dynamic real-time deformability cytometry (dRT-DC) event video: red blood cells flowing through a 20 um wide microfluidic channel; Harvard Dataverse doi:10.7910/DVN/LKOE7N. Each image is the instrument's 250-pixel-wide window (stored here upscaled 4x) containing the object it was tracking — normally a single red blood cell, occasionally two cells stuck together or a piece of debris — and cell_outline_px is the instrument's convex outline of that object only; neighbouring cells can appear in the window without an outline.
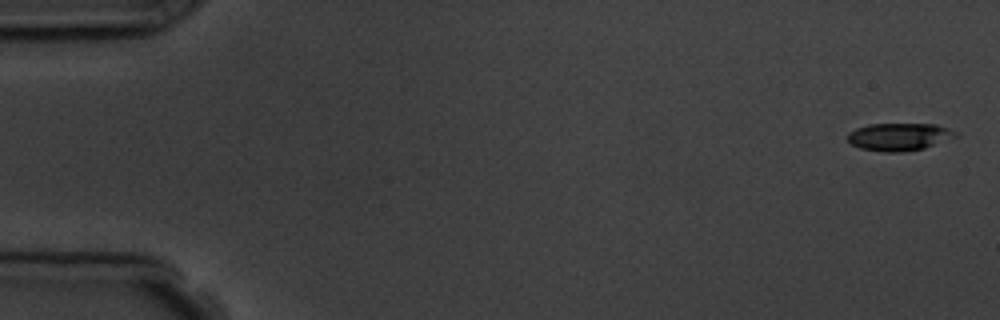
{"species": "common noctule bat (a hibernating species)", "species_latin": "Nyctalus noctula", "temperature_condition": "room temperature", "stored_images_in_passage": 5, "camera_frame_rate_fps": 3000, "um_per_image_px": 0.085, "animal": {"sex": "male", "body_mass_g": 19.5, "forearm_length_mm": 54.6}, "frame": {"image": 1, "passage_image": 1, "time_ms": 0.0, "image_size_px": [1000, 320], "cell_outline_px": [[960, 136], [924, 148], [900, 152], [884, 152], [860, 148], [852, 144], [848, 140], [848, 132], [856, 128], [868, 124], [936, 124], [948, 128], [956, 132]], "centroid_in_image_um": [76.44, 11.62], "position_along_channel_um": 8.6, "area_um2": 17.4}}
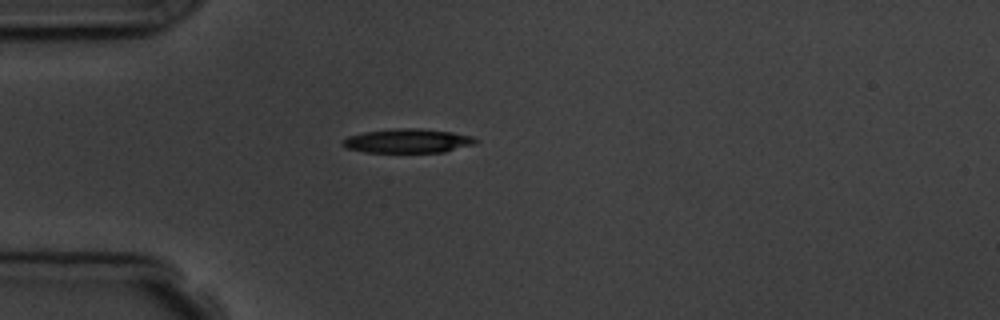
{"frame": {"image": 2, "passage_image": 5, "time_ms": 4.667, "image_size_px": [1000, 320], "cell_outline_px": [[480, 140], [476, 144], [444, 152], [364, 152], [344, 148], [340, 144], [340, 140], [348, 136], [364, 132], [396, 128], [420, 128], [452, 132], [472, 136]], "centroid_in_image_um": [34.63, 11.97], "position_along_channel_um": 50.4, "area_um2": 18.96}}